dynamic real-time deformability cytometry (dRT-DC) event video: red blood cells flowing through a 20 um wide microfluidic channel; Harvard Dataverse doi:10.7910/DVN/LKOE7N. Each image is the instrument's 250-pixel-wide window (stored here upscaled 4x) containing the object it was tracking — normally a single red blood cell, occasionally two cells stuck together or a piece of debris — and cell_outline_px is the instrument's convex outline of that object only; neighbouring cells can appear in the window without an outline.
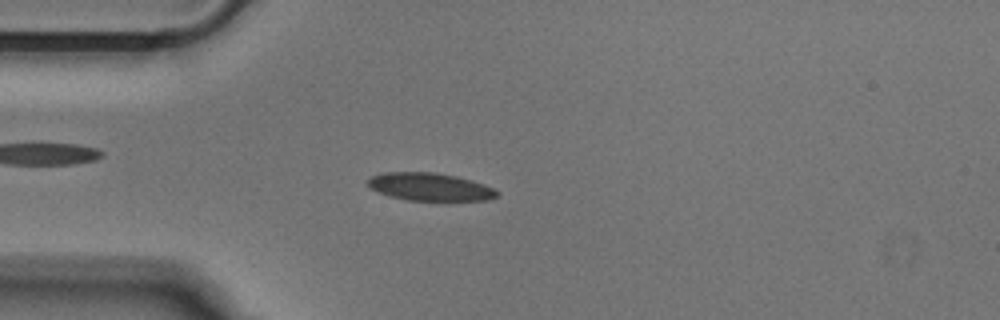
{"species": "Egyptian fruit bat (a non-hibernating species)", "species_latin": "Rousettus aegyptiacus", "temperature_condition": "cold", "stored_images_in_passage": 46, "camera_frame_rate_fps": 3000, "um_per_image_px": 0.085, "animal": {"sex": "male"}, "frame": {"image": 1, "passage_image": 8, "time_ms": 2.333, "image_size_px": [1000, 320], "cell_outline_px": [[500, 192], [496, 196], [488, 200], [408, 200], [388, 196], [376, 192], [364, 180], [372, 176], [384, 172], [432, 172], [456, 176], [472, 180], [484, 184]], "centroid_in_image_um": [36.5, 15.87], "position_along_channel_um": 48.5, "area_um2": 20.92}}
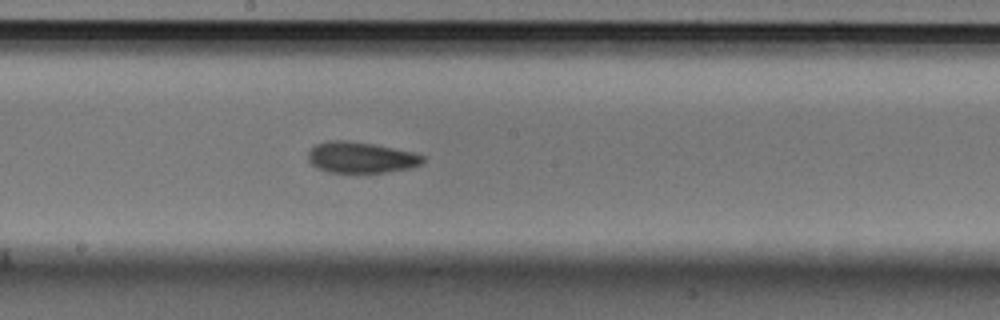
{"frame": {"image": 2, "passage_image": 22, "time_ms": 7.0, "image_size_px": [1000, 320], "cell_outline_px": [[424, 164], [412, 168], [384, 172], [328, 172], [316, 168], [308, 160], [308, 152], [316, 144], [328, 140], [348, 140], [376, 144], [416, 152], [424, 156]], "centroid_in_image_um": [30.72, 13.37], "position_along_channel_um": 217.5, "area_um2": 21.1}}
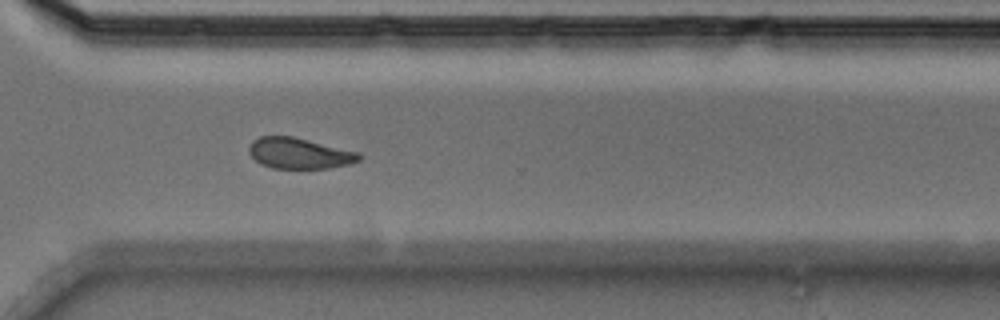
{"frame": {"image": 3, "passage_image": 32, "time_ms": 10.333, "image_size_px": [1000, 320], "cell_outline_px": [[360, 160], [352, 164], [328, 168], [272, 168], [260, 164], [248, 152], [248, 148], [252, 140], [260, 136], [292, 136], [360, 152]], "centroid_in_image_um": [25.44, 13.03], "position_along_channel_um": 345.2, "area_um2": 19.88}}